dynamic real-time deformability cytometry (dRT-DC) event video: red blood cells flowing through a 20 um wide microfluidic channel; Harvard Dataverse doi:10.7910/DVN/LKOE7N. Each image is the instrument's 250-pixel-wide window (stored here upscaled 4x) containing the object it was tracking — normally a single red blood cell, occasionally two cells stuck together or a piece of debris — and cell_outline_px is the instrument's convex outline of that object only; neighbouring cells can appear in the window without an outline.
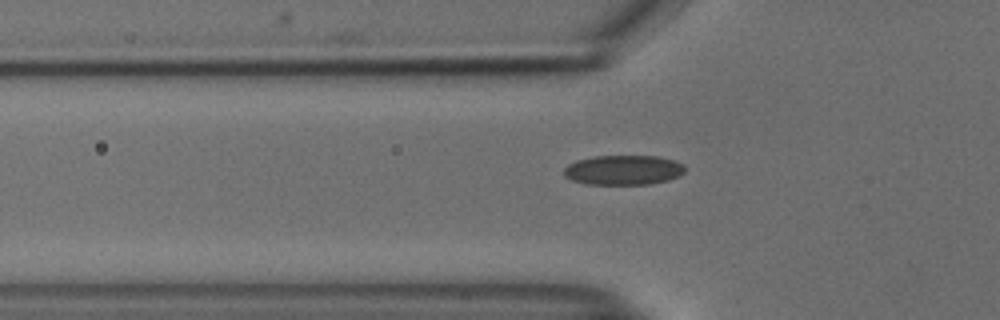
{"species": "common noctule bat (a hibernating species)", "species_latin": "Nyctalus noctula", "temperature_condition": "cold", "stored_images_in_passage": 37, "camera_frame_rate_fps": 3000, "um_per_image_px": 0.085, "animal": {"sex": "male", "body_mass_g": 18.8}, "frame": {"image": 1, "passage_image": 8, "time_ms": 2.333, "image_size_px": [1000, 320], "cell_outline_px": [[684, 172], [680, 176], [668, 180], [652, 184], [584, 184], [572, 180], [564, 176], [564, 168], [568, 164], [576, 160], [596, 156], [656, 156], [672, 160], [684, 164]], "centroid_in_image_um": [52.98, 14.46], "position_along_channel_um": 72.8, "area_um2": 21.04}}
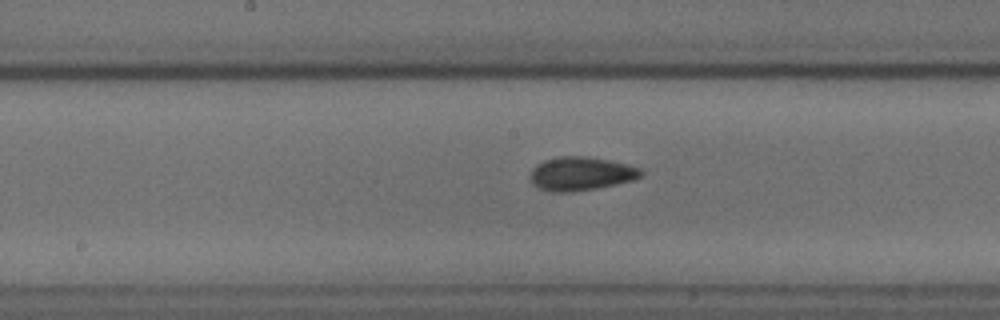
{"frame": {"image": 2, "passage_image": 18, "time_ms": 5.667, "image_size_px": [1000, 320], "cell_outline_px": [[644, 172], [640, 176], [632, 180], [616, 184], [596, 188], [568, 192], [552, 192], [540, 188], [532, 184], [528, 176], [532, 168], [536, 164], [544, 160], [560, 156], [584, 156], [608, 160], [628, 164], [640, 168]], "centroid_in_image_um": [49.34, 14.76], "position_along_channel_um": 198.9, "area_um2": 21.73}}
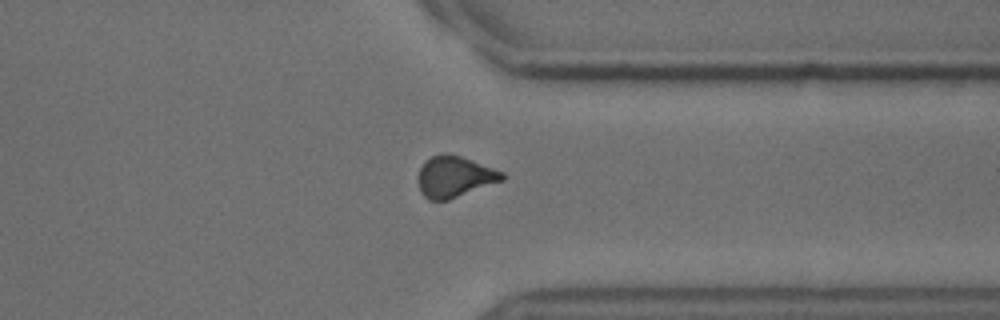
{"frame": {"image": 3, "passage_image": 32, "time_ms": 10.333, "image_size_px": [1000, 320], "cell_outline_px": [[504, 180], [448, 200], [428, 200], [420, 192], [420, 168], [424, 160], [432, 156], [444, 152], [448, 152], [472, 160], [504, 172]], "centroid_in_image_um": [38.64, 15.01], "position_along_channel_um": 372.8, "area_um2": 20.06}, "authors_computed_cell_mechanics": {"area_um2": 20.6346, "velocity_mm_per_s": 3.7577, "shape_relaxation_time_tau1_ms": 4.3133, "shape_relaxation_time_tau2_ms": 5.7184, "deformation_change_tau1": 0.0804, "deformation_change_tau2": 0.0891}}